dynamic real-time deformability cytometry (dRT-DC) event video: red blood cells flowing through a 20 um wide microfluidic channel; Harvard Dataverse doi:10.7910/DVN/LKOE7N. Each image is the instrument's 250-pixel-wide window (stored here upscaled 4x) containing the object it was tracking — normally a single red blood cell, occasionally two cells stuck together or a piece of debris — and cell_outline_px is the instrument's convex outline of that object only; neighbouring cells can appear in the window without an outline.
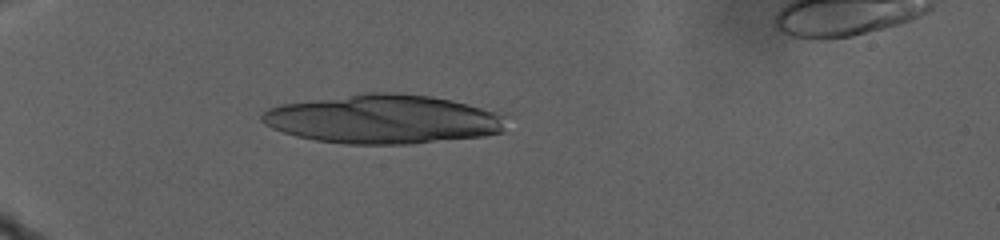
{"species": "human", "species_latin": "Homo sapiens", "temperature_condition": "warm", "stored_images_in_passage": 20, "camera_frame_rate_fps": 3000, "um_per_image_px": 0.085, "donor": {"sex": "male"}, "frame": {"image": 1, "passage_image": 4, "time_ms": 1.0, "image_size_px": [1000, 240], "cell_outline_px": [[504, 132], [484, 136], [408, 144], [344, 144], [316, 140], [296, 136], [272, 128], [264, 124], [260, 120], [260, 116], [268, 108], [280, 104], [368, 92], [392, 92], [428, 96], [452, 100], [500, 112], [504, 116]], "centroid_in_image_um": [32.56, 10.13], "position_along_channel_um": 52.4, "area_um2": 69.76}}